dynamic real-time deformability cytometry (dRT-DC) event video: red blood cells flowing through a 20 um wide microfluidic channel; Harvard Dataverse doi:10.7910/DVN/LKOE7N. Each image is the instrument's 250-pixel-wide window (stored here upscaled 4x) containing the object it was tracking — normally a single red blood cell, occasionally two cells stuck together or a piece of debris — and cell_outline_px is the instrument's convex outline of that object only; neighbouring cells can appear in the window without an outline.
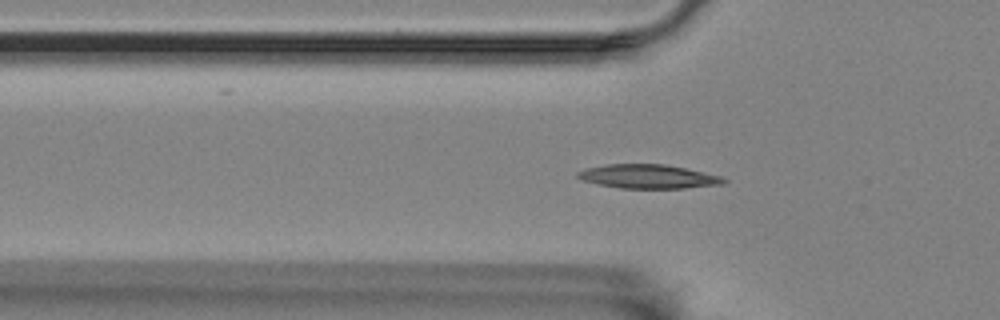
{"species": "Egyptian fruit bat (a non-hibernating species)", "species_latin": "Rousettus aegyptiacus", "temperature_condition": "room temperature", "stored_images_in_passage": 57, "camera_frame_rate_fps": 3000, "um_per_image_px": 0.085, "animal": {"sex": "female"}, "frame": {"image": 1, "passage_image": 18, "time_ms": 5.667, "image_size_px": [1000, 320], "cell_outline_px": [[728, 180], [724, 184], [684, 188], [620, 188], [596, 184], [580, 180], [576, 176], [576, 172], [584, 168], [608, 164], [664, 164], [724, 176]], "centroid_in_image_um": [55.08, 15.0], "position_along_channel_um": 70.7, "area_um2": 20.58}}
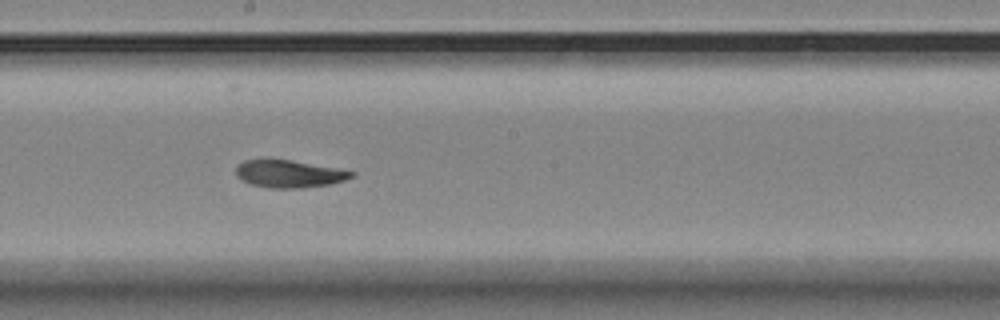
{"frame": {"image": 2, "passage_image": 31, "time_ms": 10.0, "image_size_px": [1000, 320], "cell_outline_px": [[356, 172], [352, 176], [344, 180], [328, 184], [304, 188], [268, 188], [252, 184], [240, 180], [236, 176], [236, 168], [244, 160], [264, 156], [292, 160], [336, 168]], "centroid_in_image_um": [24.48, 14.74], "position_along_channel_um": 223.7, "area_um2": 18.96}}
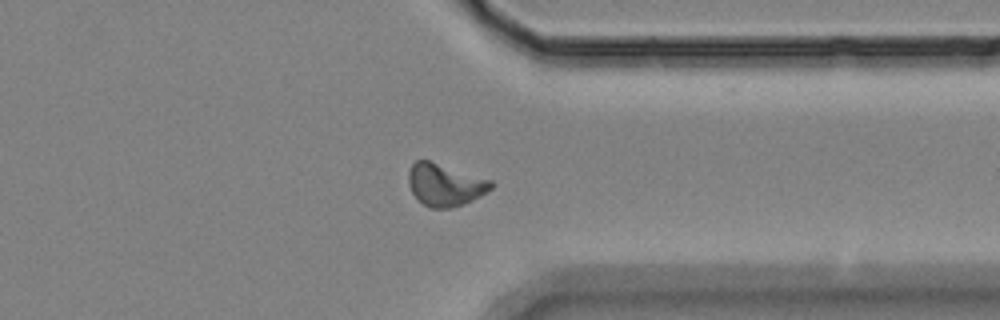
{"frame": {"image": 3, "passage_image": 44, "time_ms": 14.333, "image_size_px": [1000, 320], "cell_outline_px": [[492, 188], [480, 196], [472, 200], [452, 208], [428, 208], [412, 192], [408, 184], [408, 172], [412, 164], [416, 160], [428, 160], [492, 180]], "centroid_in_image_um": [37.81, 15.71], "position_along_channel_um": 373.6, "area_um2": 20.17}, "authors_computed_cell_mechanics": {"area_um2": 18.9584, "velocity_mm_per_s": 3.5117, "shape_relaxation_time_tau1_ms": null, "shape_relaxation_time_tau2_ms": 5.8545, "deformation_change_tau1": null, "deformation_change_tau2": 0.1075}}